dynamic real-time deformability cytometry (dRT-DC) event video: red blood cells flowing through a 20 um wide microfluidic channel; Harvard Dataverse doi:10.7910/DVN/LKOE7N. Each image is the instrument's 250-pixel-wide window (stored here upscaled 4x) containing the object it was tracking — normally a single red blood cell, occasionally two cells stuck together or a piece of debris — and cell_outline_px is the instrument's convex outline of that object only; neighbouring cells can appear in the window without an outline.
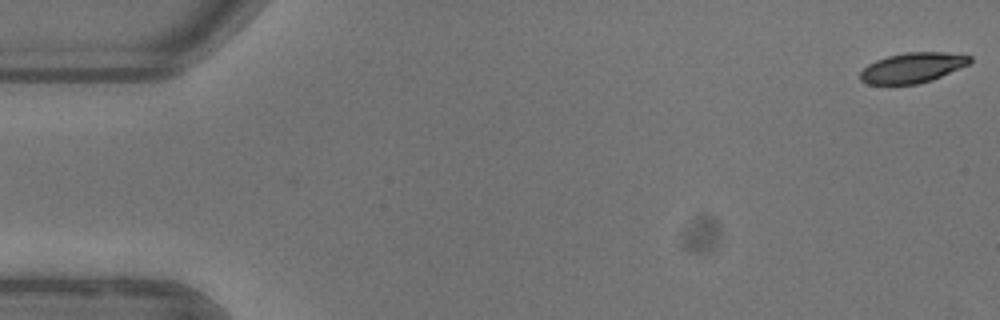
{"species": "common noctule bat (a hibernating species)", "species_latin": "Nyctalus noctula", "temperature_condition": "warm", "stored_images_in_passage": 52, "camera_frame_rate_fps": 3000, "um_per_image_px": 0.085, "animal": {"sex": "female"}, "frame": {"image": 1, "passage_image": 1, "time_ms": 0.0, "image_size_px": [1000, 320], "cell_outline_px": [[972, 60], [968, 64], [932, 80], [916, 84], [868, 84], [860, 80], [860, 72], [868, 64], [876, 60], [888, 56], [904, 52], [944, 52], [972, 56]], "centroid_in_image_um": [77.54, 5.75], "position_along_channel_um": 7.5, "area_um2": 19.13}}
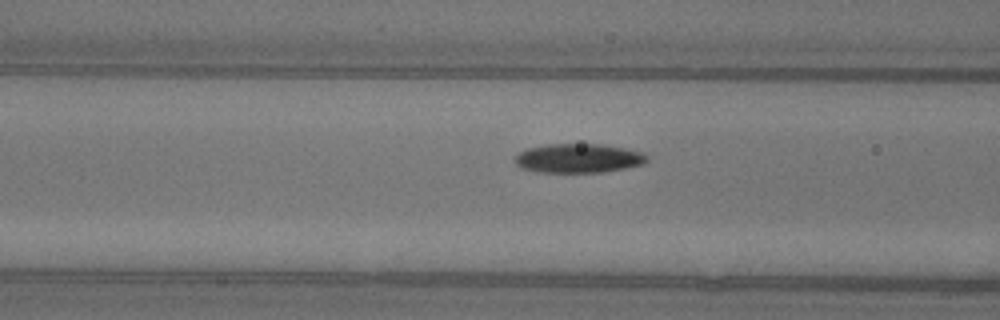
{"frame": {"image": 2, "passage_image": 21, "time_ms": 6.667, "image_size_px": [1000, 320], "cell_outline_px": [[648, 160], [644, 164], [624, 168], [600, 172], [536, 172], [520, 168], [512, 160], [520, 152], [528, 148], [548, 144], [604, 144], [644, 152], [648, 156]], "centroid_in_image_um": [49.16, 13.45], "position_along_channel_um": 117.4, "area_um2": 22.54}}
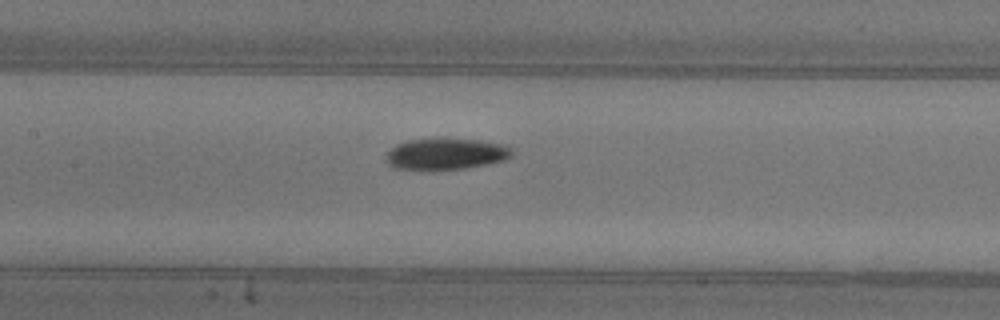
{"frame": {"image": 3, "passage_image": 25, "time_ms": 8.0, "image_size_px": [1000, 320], "cell_outline_px": [[512, 156], [504, 160], [488, 164], [464, 168], [432, 172], [420, 172], [392, 168], [384, 160], [388, 152], [396, 144], [408, 140], [440, 136], [444, 136], [480, 140], [508, 144], [512, 148]], "centroid_in_image_um": [37.86, 13.09], "position_along_channel_um": 169.5, "area_um2": 24.68}}